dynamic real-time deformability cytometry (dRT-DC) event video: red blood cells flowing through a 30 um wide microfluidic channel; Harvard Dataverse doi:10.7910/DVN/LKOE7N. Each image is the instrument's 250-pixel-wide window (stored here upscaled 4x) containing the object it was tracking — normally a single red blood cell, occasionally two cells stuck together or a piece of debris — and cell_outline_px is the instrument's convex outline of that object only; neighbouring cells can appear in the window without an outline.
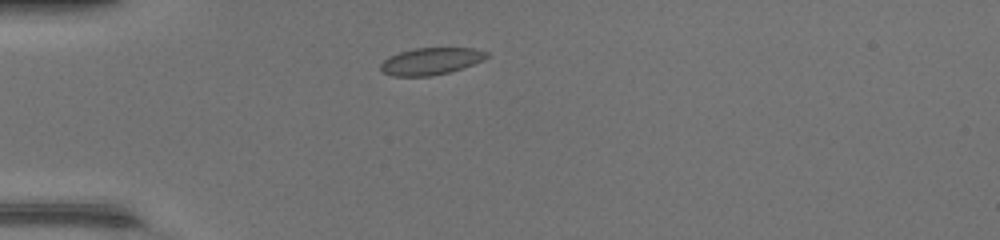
{"species": "common noctule bat (a hibernating species)", "species_latin": "Nyctalus noctula", "temperature_condition": "warm", "stored_images_in_passage": 35, "camera_frame_rate_fps": 3000, "um_per_image_px": 0.085, "animal": {"sex": "female", "body_mass_g": 17.0, "forearm_length_mm": 48.0}, "frame": {"image": 1, "passage_image": 1, "time_ms": 0.0, "image_size_px": [1000, 240], "cell_outline_px": [[488, 56], [484, 60], [448, 72], [428, 76], [392, 76], [384, 72], [380, 68], [380, 64], [388, 56], [400, 52], [416, 48], [472, 48], [488, 52]], "centroid_in_image_um": [36.6, 5.2], "position_along_channel_um": 48.4, "area_um2": 16.47}}
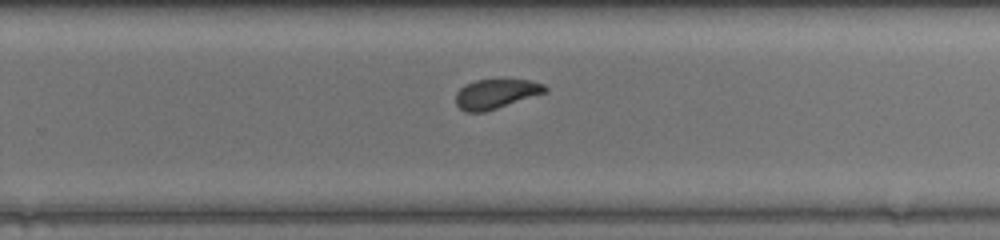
{"frame": {"image": 2, "passage_image": 19, "time_ms": 6.0, "image_size_px": [1000, 240], "cell_outline_px": [[548, 92], [484, 112], [464, 112], [456, 104], [456, 92], [464, 84], [476, 80], [532, 80], [544, 84], [548, 88]], "centroid_in_image_um": [42.16, 7.98], "position_along_channel_um": 287.6, "area_um2": 15.43}}
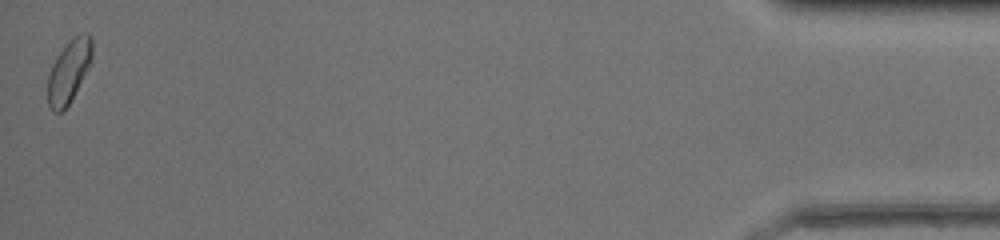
{"frame": {"image": 3, "passage_image": 35, "time_ms": 11.333, "image_size_px": [1000, 240], "cell_outline_px": [[92, 60], [68, 104], [60, 112], [52, 112], [48, 104], [48, 76], [52, 64], [56, 56], [72, 36], [80, 32], [88, 32], [92, 36]], "centroid_in_image_um": [5.86, 5.98], "position_along_channel_um": 429.3, "area_um2": 16.18}, "authors_computed_cell_mechanics": {"area_um2": 16.184, "velocity_mm_per_s": 4.3585, "shape_relaxation_time_tau1_ms": 2.9452, "shape_relaxation_time_tau2_ms": 1.653, "deformation_change_tau1": 0.0735, "deformation_change_tau2": 0.0641}}